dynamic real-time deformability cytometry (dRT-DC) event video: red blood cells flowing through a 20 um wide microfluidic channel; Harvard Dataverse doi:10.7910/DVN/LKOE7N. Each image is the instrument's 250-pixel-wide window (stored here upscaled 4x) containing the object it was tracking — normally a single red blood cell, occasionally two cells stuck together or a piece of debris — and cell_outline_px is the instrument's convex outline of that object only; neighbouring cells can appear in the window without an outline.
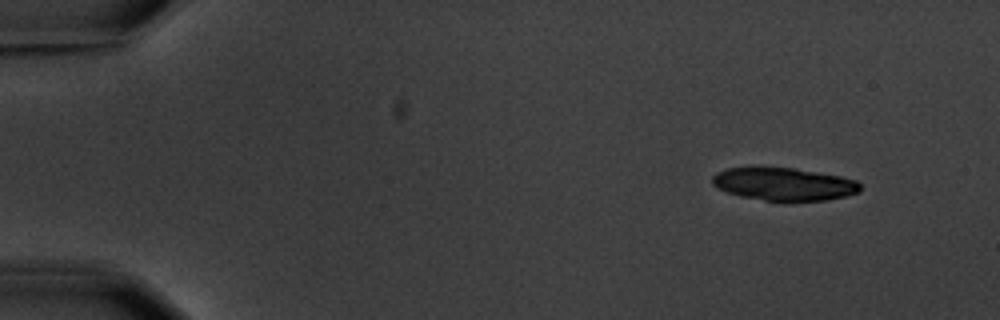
{"species": "common noctule bat (a hibernating species)", "species_latin": "Nyctalus noctula", "temperature_condition": "warm", "stored_images_in_passage": 5, "camera_frame_rate_fps": 3000, "um_per_image_px": 0.085, "animal": {"sex": "male", "body_mass_g": 20.1, "forearm_length_mm": 53.5}, "frame": {"image": 1, "passage_image": 1, "time_ms": 0.0, "image_size_px": [1000, 320], "cell_outline_px": [[860, 192], [828, 200], [788, 204], [740, 196], [728, 192], [712, 184], [712, 176], [716, 172], [728, 168], [752, 164], [796, 168], [840, 176], [856, 180], [860, 184]], "centroid_in_image_um": [66.6, 15.64], "position_along_channel_um": 18.4, "area_um2": 29.77}}